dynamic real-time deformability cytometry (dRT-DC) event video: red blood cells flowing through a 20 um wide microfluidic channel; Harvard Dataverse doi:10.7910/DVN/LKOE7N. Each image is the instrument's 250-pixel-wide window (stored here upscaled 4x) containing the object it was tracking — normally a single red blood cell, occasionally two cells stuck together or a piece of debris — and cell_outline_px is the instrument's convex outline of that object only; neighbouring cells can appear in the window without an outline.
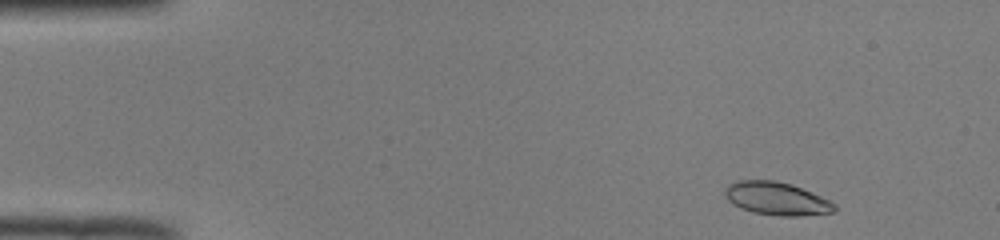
{"species": "common noctule bat (a hibernating species)", "species_latin": "Nyctalus noctula", "temperature_condition": "room temperature", "stored_images_in_passage": 47, "camera_frame_rate_fps": 3000, "um_per_image_px": 0.085, "animal": {"sex": "male", "body_mass_g": 19.0, "forearm_length_mm": 50.8}, "frame": {"image": 1, "passage_image": 2, "time_ms": 0.333, "image_size_px": [1000, 240], "cell_outline_px": [[836, 212], [800, 216], [780, 216], [752, 212], [740, 208], [732, 204], [724, 196], [724, 188], [728, 184], [740, 180], [776, 180], [792, 184], [812, 192], [836, 204]], "centroid_in_image_um": [66.0, 16.88], "position_along_channel_um": 19.0, "area_um2": 21.33}}
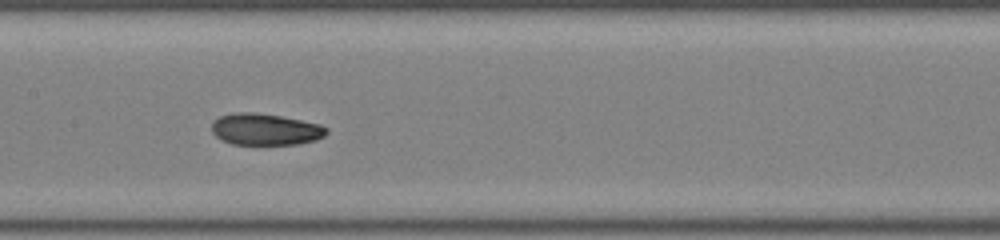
{"frame": {"image": 2, "passage_image": 22, "time_ms": 7.0, "image_size_px": [1000, 240], "cell_outline_px": [[328, 132], [324, 136], [316, 140], [300, 144], [232, 144], [220, 140], [212, 132], [212, 120], [220, 116], [236, 112], [252, 112], [280, 116], [320, 124], [328, 128]], "centroid_in_image_um": [22.54, 11.0], "position_along_channel_um": 184.9, "area_um2": 21.21}}
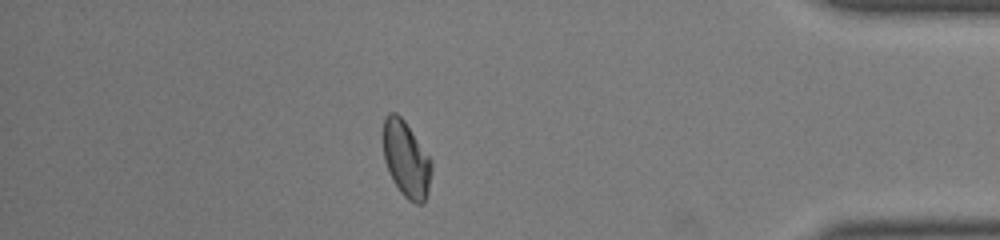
{"frame": {"image": 3, "passage_image": 41, "time_ms": 13.333, "image_size_px": [1000, 240], "cell_outline_px": [[432, 172], [428, 192], [424, 204], [416, 204], [408, 200], [400, 192], [392, 180], [384, 160], [384, 116], [388, 112], [396, 112], [404, 120], [432, 160]], "centroid_in_image_um": [34.54, 13.56], "position_along_channel_um": 400.7, "area_um2": 21.56}, "authors_computed_cell_mechanics": {"area_um2": 21.2704, "velocity_mm_per_s": 3.9811, "shape_relaxation_time_tau1_ms": 7.9201, "shape_relaxation_time_tau2_ms": 2.7721, "deformation_change_tau1": 0.2064, "deformation_change_tau2": 0.0636}}